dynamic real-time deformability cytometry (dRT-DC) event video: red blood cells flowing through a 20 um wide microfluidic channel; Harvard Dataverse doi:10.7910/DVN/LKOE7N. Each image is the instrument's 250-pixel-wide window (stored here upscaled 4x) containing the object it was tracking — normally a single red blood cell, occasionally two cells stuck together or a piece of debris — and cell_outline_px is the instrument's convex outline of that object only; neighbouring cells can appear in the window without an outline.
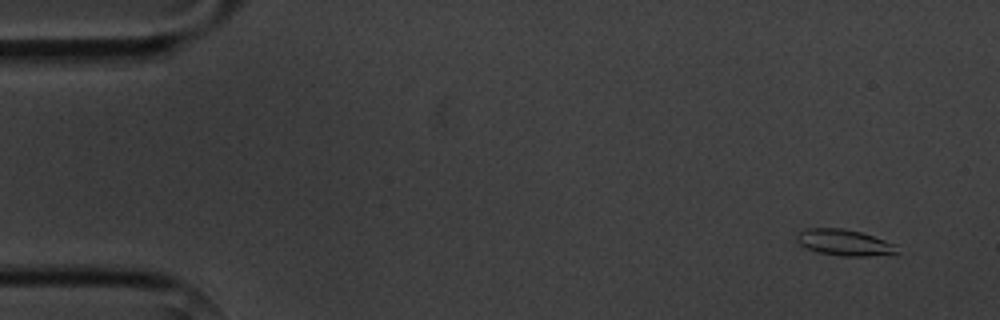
{"species": "common noctule bat (a hibernating species)", "species_latin": "Nyctalus noctula", "temperature_condition": "cold", "stored_images_in_passage": 6, "camera_frame_rate_fps": 3000, "um_per_image_px": 0.085, "animal": {"sex": "male", "body_mass_g": 20.1, "forearm_length_mm": 53.5}, "frame": {"image": 1, "passage_image": 1, "time_ms": 0.0, "image_size_px": [1000, 320], "cell_outline_px": [[900, 252], [868, 256], [840, 256], [816, 252], [804, 248], [796, 240], [796, 232], [808, 228], [844, 228], [860, 232], [896, 244]], "centroid_in_image_um": [71.71, 20.61], "position_along_channel_um": 13.3, "area_um2": 15.43}}
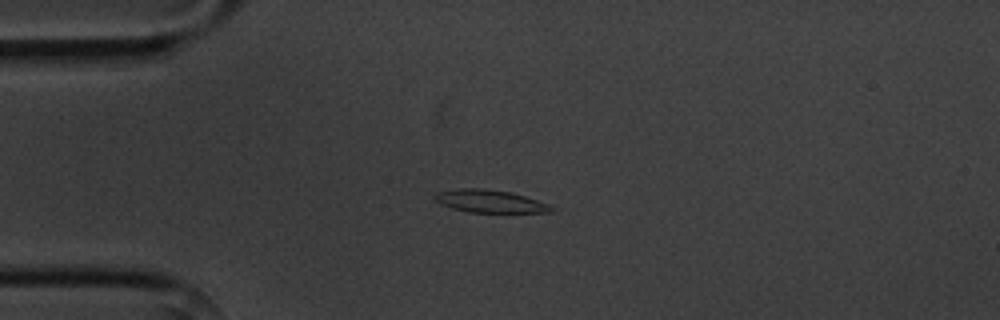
{"frame": {"image": 2, "passage_image": 4, "time_ms": 3.333, "image_size_px": [1000, 320], "cell_outline_px": [[556, 208], [552, 212], [468, 212], [452, 208], [440, 204], [436, 200], [436, 192], [456, 188], [480, 188], [512, 192], [548, 204]], "centroid_in_image_um": [41.64, 17.1], "position_along_channel_um": 43.4, "area_um2": 15.32}}
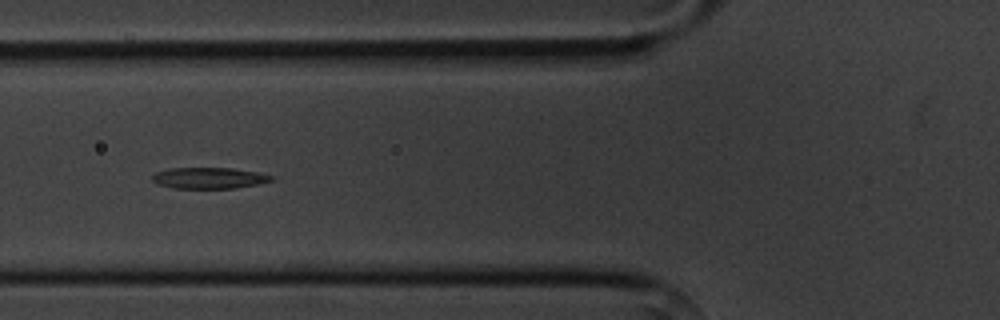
{"frame": {"image": 3, "passage_image": 6, "time_ms": 5.667, "image_size_px": [1000, 320], "cell_outline_px": [[276, 176], [272, 180], [256, 184], [236, 188], [172, 188], [156, 184], [152, 180], [152, 176], [156, 172], [168, 168], [232, 168], [260, 172]], "centroid_in_image_um": [17.77, 15.12], "position_along_channel_um": 108.0, "area_um2": 14.8}}